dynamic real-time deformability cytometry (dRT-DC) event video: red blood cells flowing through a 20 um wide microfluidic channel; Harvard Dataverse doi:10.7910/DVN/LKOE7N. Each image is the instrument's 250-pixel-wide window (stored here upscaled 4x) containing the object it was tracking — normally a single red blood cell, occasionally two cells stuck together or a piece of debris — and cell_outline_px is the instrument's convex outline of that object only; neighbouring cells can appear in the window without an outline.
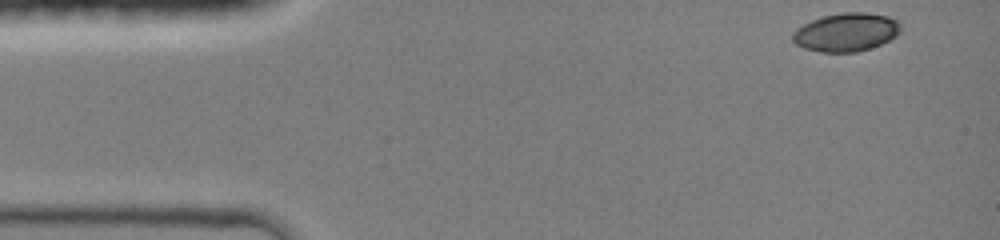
{"species": "common noctule bat (a hibernating species)", "species_latin": "Nyctalus noctula", "temperature_condition": "room temperature", "stored_images_in_passage": 39, "camera_frame_rate_fps": 3000, "um_per_image_px": 0.085, "animal": {"sex": "female", "body_mass_g": 19.0, "forearm_length_mm": 51.5}, "frame": {"image": 1, "passage_image": 1, "time_ms": 0.0, "image_size_px": [1000, 240], "cell_outline_px": [[904, 24], [900, 32], [896, 36], [880, 44], [856, 52], [824, 52], [804, 48], [796, 44], [792, 40], [792, 32], [796, 28], [812, 20], [824, 16], [844, 12], [864, 12], [888, 16], [900, 20]], "centroid_in_image_um": [71.96, 2.72], "position_along_channel_um": 13.0, "area_um2": 24.28}}
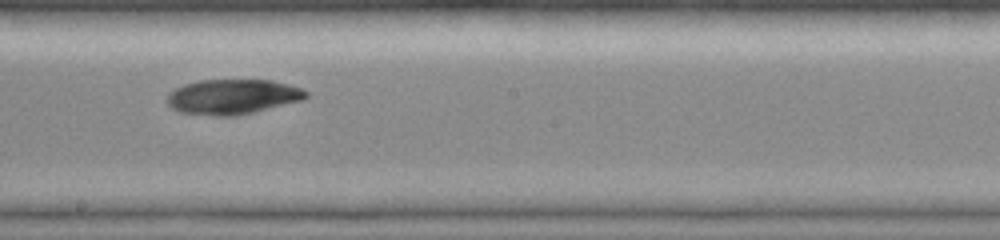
{"frame": {"image": 2, "passage_image": 23, "time_ms": 7.333, "image_size_px": [1000, 240], "cell_outline_px": [[308, 96], [304, 100], [236, 116], [216, 116], [180, 112], [172, 108], [168, 104], [168, 92], [184, 84], [200, 80], [272, 80], [288, 84], [300, 88], [308, 92]], "centroid_in_image_um": [19.78, 8.22], "position_along_channel_um": 228.4, "area_um2": 28.32}}
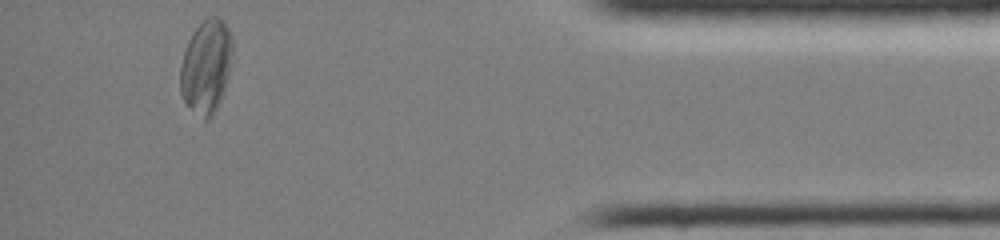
{"frame": {"image": 3, "passage_image": 39, "time_ms": 12.667, "image_size_px": [1000, 240], "cell_outline_px": [[232, 56], [228, 76], [220, 100], [212, 116], [208, 120], [204, 120], [184, 104], [180, 92], [180, 64], [188, 40], [192, 32], [208, 16], [220, 16], [228, 28], [232, 36]], "centroid_in_image_um": [17.51, 5.65], "position_along_channel_um": 417.7, "area_um2": 28.73}, "authors_computed_cell_mechanics": {"area_um2": 27.9752, "velocity_mm_per_s": 4.2467, "shape_relaxation_time_tau1_ms": null, "shape_relaxation_time_tau2_ms": 1.8015, "deformation_change_tau1": null, "deformation_change_tau2": 0.0412}}